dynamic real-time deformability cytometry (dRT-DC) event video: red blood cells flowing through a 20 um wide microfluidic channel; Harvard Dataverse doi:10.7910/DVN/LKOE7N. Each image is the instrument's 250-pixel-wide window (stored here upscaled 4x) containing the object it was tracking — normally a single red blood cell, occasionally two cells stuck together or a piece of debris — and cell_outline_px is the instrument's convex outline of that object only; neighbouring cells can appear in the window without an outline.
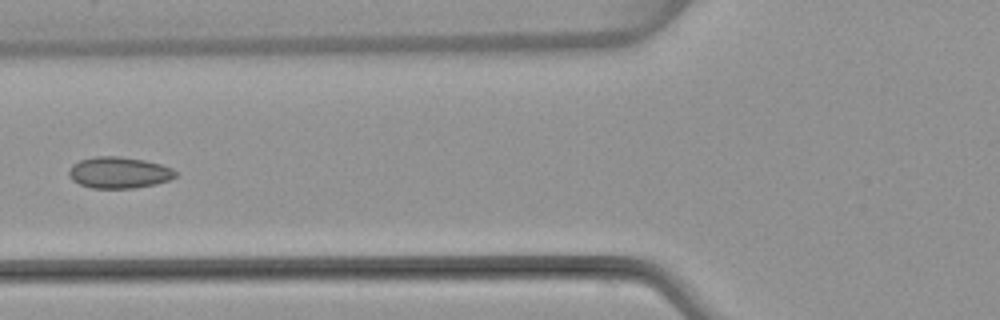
{"species": "common noctule bat (a hibernating species)", "species_latin": "Nyctalus noctula", "temperature_condition": "warm", "stored_images_in_passage": 7, "camera_frame_rate_fps": 3000, "um_per_image_px": 0.085, "animal": {"sex": "female", "body_mass_g": 22.7, "forearm_length_mm": 54.2}, "frame": {"image": 1, "passage_image": 7, "time_ms": 8.333, "image_size_px": [1000, 320], "cell_outline_px": [[176, 176], [168, 180], [156, 184], [136, 188], [92, 188], [80, 184], [72, 180], [68, 176], [68, 172], [72, 164], [80, 160], [96, 156], [120, 156], [144, 160], [160, 164], [172, 168], [176, 172]], "centroid_in_image_um": [10.09, 14.67], "position_along_channel_um": 115.7, "area_um2": 19.54}}